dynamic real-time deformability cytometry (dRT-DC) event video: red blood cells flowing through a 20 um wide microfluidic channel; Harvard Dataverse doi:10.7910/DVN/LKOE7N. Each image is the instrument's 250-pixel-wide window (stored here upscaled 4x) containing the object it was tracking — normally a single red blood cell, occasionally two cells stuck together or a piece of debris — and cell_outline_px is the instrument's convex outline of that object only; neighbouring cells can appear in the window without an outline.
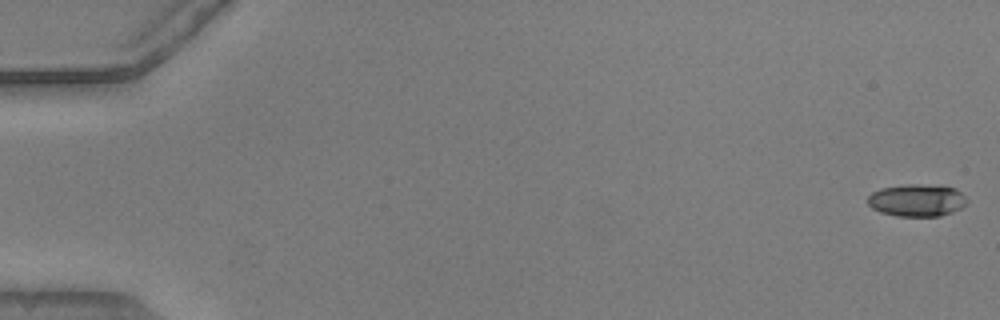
{"species": "common noctule bat (a hibernating species)", "species_latin": "Nyctalus noctula", "temperature_condition": "warm", "stored_images_in_passage": 16, "camera_frame_rate_fps": 3000, "um_per_image_px": 0.085, "animal": {"sex": "male", "body_mass_g": 20.5, "forearm_length_mm": 52.5}, "frame": {"image": 1, "passage_image": 1, "time_ms": 0.0, "image_size_px": [1000, 320], "cell_outline_px": [[968, 200], [960, 208], [952, 212], [940, 216], [896, 216], [880, 212], [872, 208], [868, 204], [868, 196], [872, 192], [880, 188], [908, 184], [920, 184], [956, 188]], "centroid_in_image_um": [77.91, 17.02], "position_along_channel_um": 7.1, "area_um2": 18.61}}
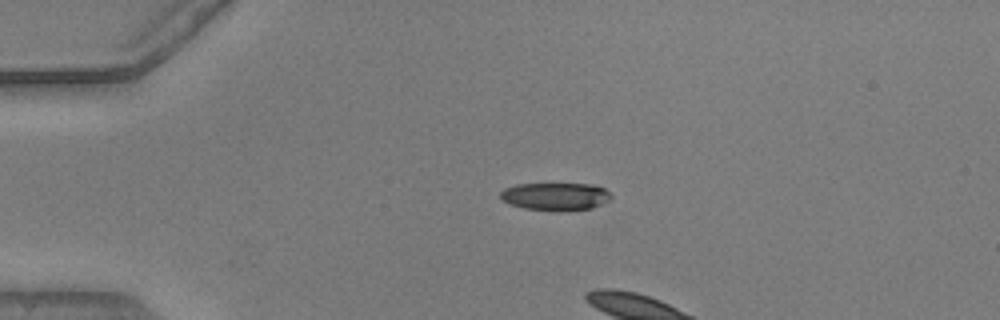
{"frame": {"image": 2, "passage_image": 13, "time_ms": 4.0, "image_size_px": [1000, 320], "cell_outline_px": [[612, 196], [608, 200], [592, 208], [568, 212], [556, 212], [524, 208], [508, 204], [500, 196], [500, 192], [504, 188], [516, 184], [592, 184], [604, 188]], "centroid_in_image_um": [47.2, 16.72], "position_along_channel_um": 37.8, "area_um2": 18.15}}